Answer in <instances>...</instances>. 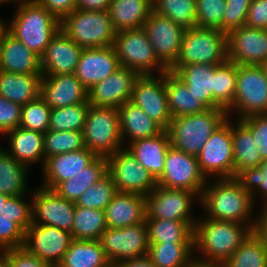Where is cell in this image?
<instances>
[{"instance_id": "1", "label": "cell", "mask_w": 267, "mask_h": 267, "mask_svg": "<svg viewBox=\"0 0 267 267\" xmlns=\"http://www.w3.org/2000/svg\"><path fill=\"white\" fill-rule=\"evenodd\" d=\"M199 202L206 218L239 222L256 229L258 214L254 217L253 211L257 205L235 178H215L214 182L208 179Z\"/></svg>"}, {"instance_id": "2", "label": "cell", "mask_w": 267, "mask_h": 267, "mask_svg": "<svg viewBox=\"0 0 267 267\" xmlns=\"http://www.w3.org/2000/svg\"><path fill=\"white\" fill-rule=\"evenodd\" d=\"M253 231L243 223L199 217L194 227V256L225 263Z\"/></svg>"}, {"instance_id": "3", "label": "cell", "mask_w": 267, "mask_h": 267, "mask_svg": "<svg viewBox=\"0 0 267 267\" xmlns=\"http://www.w3.org/2000/svg\"><path fill=\"white\" fill-rule=\"evenodd\" d=\"M15 9L7 31L41 57L60 30V20L35 0L24 1Z\"/></svg>"}, {"instance_id": "4", "label": "cell", "mask_w": 267, "mask_h": 267, "mask_svg": "<svg viewBox=\"0 0 267 267\" xmlns=\"http://www.w3.org/2000/svg\"><path fill=\"white\" fill-rule=\"evenodd\" d=\"M227 118L225 109L216 108H209L202 113L174 117L166 129L170 145L197 157L208 138Z\"/></svg>"}, {"instance_id": "5", "label": "cell", "mask_w": 267, "mask_h": 267, "mask_svg": "<svg viewBox=\"0 0 267 267\" xmlns=\"http://www.w3.org/2000/svg\"><path fill=\"white\" fill-rule=\"evenodd\" d=\"M228 61V34L215 28L185 30L179 55L172 66L199 63L221 65Z\"/></svg>"}, {"instance_id": "6", "label": "cell", "mask_w": 267, "mask_h": 267, "mask_svg": "<svg viewBox=\"0 0 267 267\" xmlns=\"http://www.w3.org/2000/svg\"><path fill=\"white\" fill-rule=\"evenodd\" d=\"M60 29L82 48L113 46L116 34L108 11L75 9L60 21Z\"/></svg>"}, {"instance_id": "7", "label": "cell", "mask_w": 267, "mask_h": 267, "mask_svg": "<svg viewBox=\"0 0 267 267\" xmlns=\"http://www.w3.org/2000/svg\"><path fill=\"white\" fill-rule=\"evenodd\" d=\"M82 133L85 147L96 156L107 158L124 147L117 108L90 105Z\"/></svg>"}, {"instance_id": "8", "label": "cell", "mask_w": 267, "mask_h": 267, "mask_svg": "<svg viewBox=\"0 0 267 267\" xmlns=\"http://www.w3.org/2000/svg\"><path fill=\"white\" fill-rule=\"evenodd\" d=\"M113 47L120 65L134 70L140 76L154 75V71L160 75L168 71L158 60L143 27L117 32Z\"/></svg>"}, {"instance_id": "9", "label": "cell", "mask_w": 267, "mask_h": 267, "mask_svg": "<svg viewBox=\"0 0 267 267\" xmlns=\"http://www.w3.org/2000/svg\"><path fill=\"white\" fill-rule=\"evenodd\" d=\"M241 120L255 114H267V78L260 65H238L236 91L228 117Z\"/></svg>"}, {"instance_id": "10", "label": "cell", "mask_w": 267, "mask_h": 267, "mask_svg": "<svg viewBox=\"0 0 267 267\" xmlns=\"http://www.w3.org/2000/svg\"><path fill=\"white\" fill-rule=\"evenodd\" d=\"M199 169L208 180L234 178L232 118L228 117L212 133L197 156Z\"/></svg>"}, {"instance_id": "11", "label": "cell", "mask_w": 267, "mask_h": 267, "mask_svg": "<svg viewBox=\"0 0 267 267\" xmlns=\"http://www.w3.org/2000/svg\"><path fill=\"white\" fill-rule=\"evenodd\" d=\"M106 257L115 266L148 255L149 235L145 222L123 228H107L99 240Z\"/></svg>"}, {"instance_id": "12", "label": "cell", "mask_w": 267, "mask_h": 267, "mask_svg": "<svg viewBox=\"0 0 267 267\" xmlns=\"http://www.w3.org/2000/svg\"><path fill=\"white\" fill-rule=\"evenodd\" d=\"M195 200L200 204V197L192 191L157 185L145 196L146 218L184 221L194 228L197 219L193 218L192 205Z\"/></svg>"}, {"instance_id": "13", "label": "cell", "mask_w": 267, "mask_h": 267, "mask_svg": "<svg viewBox=\"0 0 267 267\" xmlns=\"http://www.w3.org/2000/svg\"><path fill=\"white\" fill-rule=\"evenodd\" d=\"M107 172L118 192L147 196L157 186V181L151 173L126 147L107 157Z\"/></svg>"}, {"instance_id": "14", "label": "cell", "mask_w": 267, "mask_h": 267, "mask_svg": "<svg viewBox=\"0 0 267 267\" xmlns=\"http://www.w3.org/2000/svg\"><path fill=\"white\" fill-rule=\"evenodd\" d=\"M206 182L196 156L188 155L172 146L168 149L163 174L157 180L158 186L192 191L201 197Z\"/></svg>"}, {"instance_id": "15", "label": "cell", "mask_w": 267, "mask_h": 267, "mask_svg": "<svg viewBox=\"0 0 267 267\" xmlns=\"http://www.w3.org/2000/svg\"><path fill=\"white\" fill-rule=\"evenodd\" d=\"M73 240V236L68 231L31 223L25 230L22 247L29 254L57 267Z\"/></svg>"}, {"instance_id": "16", "label": "cell", "mask_w": 267, "mask_h": 267, "mask_svg": "<svg viewBox=\"0 0 267 267\" xmlns=\"http://www.w3.org/2000/svg\"><path fill=\"white\" fill-rule=\"evenodd\" d=\"M29 195L32 197V223L57 227L72 235L75 202L41 186L34 188Z\"/></svg>"}, {"instance_id": "17", "label": "cell", "mask_w": 267, "mask_h": 267, "mask_svg": "<svg viewBox=\"0 0 267 267\" xmlns=\"http://www.w3.org/2000/svg\"><path fill=\"white\" fill-rule=\"evenodd\" d=\"M143 29L158 60L169 69L179 55L185 29L153 10L143 24Z\"/></svg>"}, {"instance_id": "18", "label": "cell", "mask_w": 267, "mask_h": 267, "mask_svg": "<svg viewBox=\"0 0 267 267\" xmlns=\"http://www.w3.org/2000/svg\"><path fill=\"white\" fill-rule=\"evenodd\" d=\"M131 102L141 108L164 130L172 120L165 90L164 73L139 76L135 81Z\"/></svg>"}, {"instance_id": "19", "label": "cell", "mask_w": 267, "mask_h": 267, "mask_svg": "<svg viewBox=\"0 0 267 267\" xmlns=\"http://www.w3.org/2000/svg\"><path fill=\"white\" fill-rule=\"evenodd\" d=\"M228 60L237 65H261L267 60V29L242 27L228 33Z\"/></svg>"}, {"instance_id": "20", "label": "cell", "mask_w": 267, "mask_h": 267, "mask_svg": "<svg viewBox=\"0 0 267 267\" xmlns=\"http://www.w3.org/2000/svg\"><path fill=\"white\" fill-rule=\"evenodd\" d=\"M139 76L134 70L121 66L88 91L89 104L118 109L122 104L131 101L132 90Z\"/></svg>"}, {"instance_id": "21", "label": "cell", "mask_w": 267, "mask_h": 267, "mask_svg": "<svg viewBox=\"0 0 267 267\" xmlns=\"http://www.w3.org/2000/svg\"><path fill=\"white\" fill-rule=\"evenodd\" d=\"M121 65L113 46L84 48L74 75L89 91L113 74Z\"/></svg>"}, {"instance_id": "22", "label": "cell", "mask_w": 267, "mask_h": 267, "mask_svg": "<svg viewBox=\"0 0 267 267\" xmlns=\"http://www.w3.org/2000/svg\"><path fill=\"white\" fill-rule=\"evenodd\" d=\"M83 49L60 29L40 57L42 76L74 73Z\"/></svg>"}, {"instance_id": "23", "label": "cell", "mask_w": 267, "mask_h": 267, "mask_svg": "<svg viewBox=\"0 0 267 267\" xmlns=\"http://www.w3.org/2000/svg\"><path fill=\"white\" fill-rule=\"evenodd\" d=\"M40 96L51 109L88 102V91L74 73L42 76Z\"/></svg>"}, {"instance_id": "24", "label": "cell", "mask_w": 267, "mask_h": 267, "mask_svg": "<svg viewBox=\"0 0 267 267\" xmlns=\"http://www.w3.org/2000/svg\"><path fill=\"white\" fill-rule=\"evenodd\" d=\"M97 156L88 148L51 156L42 168L43 183L39 186L53 190L60 182L81 172Z\"/></svg>"}, {"instance_id": "25", "label": "cell", "mask_w": 267, "mask_h": 267, "mask_svg": "<svg viewBox=\"0 0 267 267\" xmlns=\"http://www.w3.org/2000/svg\"><path fill=\"white\" fill-rule=\"evenodd\" d=\"M0 71L42 74L41 58L7 31L0 44Z\"/></svg>"}, {"instance_id": "26", "label": "cell", "mask_w": 267, "mask_h": 267, "mask_svg": "<svg viewBox=\"0 0 267 267\" xmlns=\"http://www.w3.org/2000/svg\"><path fill=\"white\" fill-rule=\"evenodd\" d=\"M7 135L8 148H2L8 155L18 162L23 163L28 168L41 161V169L45 163L44 155V134L38 131L28 130L22 127L9 130L2 136Z\"/></svg>"}, {"instance_id": "27", "label": "cell", "mask_w": 267, "mask_h": 267, "mask_svg": "<svg viewBox=\"0 0 267 267\" xmlns=\"http://www.w3.org/2000/svg\"><path fill=\"white\" fill-rule=\"evenodd\" d=\"M109 228H123L146 221L145 196L117 192L105 208Z\"/></svg>"}, {"instance_id": "28", "label": "cell", "mask_w": 267, "mask_h": 267, "mask_svg": "<svg viewBox=\"0 0 267 267\" xmlns=\"http://www.w3.org/2000/svg\"><path fill=\"white\" fill-rule=\"evenodd\" d=\"M217 65L189 64L171 66L168 70L175 73L208 109L214 108V78Z\"/></svg>"}, {"instance_id": "29", "label": "cell", "mask_w": 267, "mask_h": 267, "mask_svg": "<svg viewBox=\"0 0 267 267\" xmlns=\"http://www.w3.org/2000/svg\"><path fill=\"white\" fill-rule=\"evenodd\" d=\"M171 147L166 130L160 134L133 141L126 148L157 181L163 174L165 157Z\"/></svg>"}, {"instance_id": "30", "label": "cell", "mask_w": 267, "mask_h": 267, "mask_svg": "<svg viewBox=\"0 0 267 267\" xmlns=\"http://www.w3.org/2000/svg\"><path fill=\"white\" fill-rule=\"evenodd\" d=\"M118 111L120 116V132L124 147L135 140L154 137L164 130L131 101L122 104L118 108ZM126 138H128L127 141Z\"/></svg>"}, {"instance_id": "31", "label": "cell", "mask_w": 267, "mask_h": 267, "mask_svg": "<svg viewBox=\"0 0 267 267\" xmlns=\"http://www.w3.org/2000/svg\"><path fill=\"white\" fill-rule=\"evenodd\" d=\"M42 74H15L0 71V96L25 105L40 96Z\"/></svg>"}, {"instance_id": "32", "label": "cell", "mask_w": 267, "mask_h": 267, "mask_svg": "<svg viewBox=\"0 0 267 267\" xmlns=\"http://www.w3.org/2000/svg\"><path fill=\"white\" fill-rule=\"evenodd\" d=\"M165 90L168 108L172 118L202 113L208 108L188 92L187 85L173 72H164Z\"/></svg>"}, {"instance_id": "33", "label": "cell", "mask_w": 267, "mask_h": 267, "mask_svg": "<svg viewBox=\"0 0 267 267\" xmlns=\"http://www.w3.org/2000/svg\"><path fill=\"white\" fill-rule=\"evenodd\" d=\"M152 10V0H111L108 12L117 33L142 28Z\"/></svg>"}, {"instance_id": "34", "label": "cell", "mask_w": 267, "mask_h": 267, "mask_svg": "<svg viewBox=\"0 0 267 267\" xmlns=\"http://www.w3.org/2000/svg\"><path fill=\"white\" fill-rule=\"evenodd\" d=\"M232 122L234 178L242 170L261 166L263 159L255 144L252 131L238 119Z\"/></svg>"}, {"instance_id": "35", "label": "cell", "mask_w": 267, "mask_h": 267, "mask_svg": "<svg viewBox=\"0 0 267 267\" xmlns=\"http://www.w3.org/2000/svg\"><path fill=\"white\" fill-rule=\"evenodd\" d=\"M107 173V158L97 156L81 172L68 180L60 182L53 190L61 197L69 201L76 200Z\"/></svg>"}, {"instance_id": "36", "label": "cell", "mask_w": 267, "mask_h": 267, "mask_svg": "<svg viewBox=\"0 0 267 267\" xmlns=\"http://www.w3.org/2000/svg\"><path fill=\"white\" fill-rule=\"evenodd\" d=\"M110 264L98 240H73L57 267H106Z\"/></svg>"}, {"instance_id": "37", "label": "cell", "mask_w": 267, "mask_h": 267, "mask_svg": "<svg viewBox=\"0 0 267 267\" xmlns=\"http://www.w3.org/2000/svg\"><path fill=\"white\" fill-rule=\"evenodd\" d=\"M149 243H194V228L184 221L146 218Z\"/></svg>"}, {"instance_id": "38", "label": "cell", "mask_w": 267, "mask_h": 267, "mask_svg": "<svg viewBox=\"0 0 267 267\" xmlns=\"http://www.w3.org/2000/svg\"><path fill=\"white\" fill-rule=\"evenodd\" d=\"M28 168L8 155L0 146V193L8 196L27 195Z\"/></svg>"}, {"instance_id": "39", "label": "cell", "mask_w": 267, "mask_h": 267, "mask_svg": "<svg viewBox=\"0 0 267 267\" xmlns=\"http://www.w3.org/2000/svg\"><path fill=\"white\" fill-rule=\"evenodd\" d=\"M147 257L156 267H187L194 243H150Z\"/></svg>"}, {"instance_id": "40", "label": "cell", "mask_w": 267, "mask_h": 267, "mask_svg": "<svg viewBox=\"0 0 267 267\" xmlns=\"http://www.w3.org/2000/svg\"><path fill=\"white\" fill-rule=\"evenodd\" d=\"M108 228L105 210L75 207L72 236L75 240H99Z\"/></svg>"}, {"instance_id": "41", "label": "cell", "mask_w": 267, "mask_h": 267, "mask_svg": "<svg viewBox=\"0 0 267 267\" xmlns=\"http://www.w3.org/2000/svg\"><path fill=\"white\" fill-rule=\"evenodd\" d=\"M225 264L227 267H267L264 240L253 231Z\"/></svg>"}, {"instance_id": "42", "label": "cell", "mask_w": 267, "mask_h": 267, "mask_svg": "<svg viewBox=\"0 0 267 267\" xmlns=\"http://www.w3.org/2000/svg\"><path fill=\"white\" fill-rule=\"evenodd\" d=\"M238 65L226 61L216 66L214 78V108L225 109L233 105L236 91Z\"/></svg>"}, {"instance_id": "43", "label": "cell", "mask_w": 267, "mask_h": 267, "mask_svg": "<svg viewBox=\"0 0 267 267\" xmlns=\"http://www.w3.org/2000/svg\"><path fill=\"white\" fill-rule=\"evenodd\" d=\"M153 11L187 30L196 27V0H152Z\"/></svg>"}, {"instance_id": "44", "label": "cell", "mask_w": 267, "mask_h": 267, "mask_svg": "<svg viewBox=\"0 0 267 267\" xmlns=\"http://www.w3.org/2000/svg\"><path fill=\"white\" fill-rule=\"evenodd\" d=\"M89 106V102H83L67 107L51 109L49 130L54 132H82Z\"/></svg>"}, {"instance_id": "45", "label": "cell", "mask_w": 267, "mask_h": 267, "mask_svg": "<svg viewBox=\"0 0 267 267\" xmlns=\"http://www.w3.org/2000/svg\"><path fill=\"white\" fill-rule=\"evenodd\" d=\"M117 192L112 177L107 172L94 185L82 193L76 200L75 205L84 208L105 210Z\"/></svg>"}, {"instance_id": "46", "label": "cell", "mask_w": 267, "mask_h": 267, "mask_svg": "<svg viewBox=\"0 0 267 267\" xmlns=\"http://www.w3.org/2000/svg\"><path fill=\"white\" fill-rule=\"evenodd\" d=\"M43 145L45 160L57 154L86 148L83 133L79 131L54 132L48 130L44 133Z\"/></svg>"}, {"instance_id": "47", "label": "cell", "mask_w": 267, "mask_h": 267, "mask_svg": "<svg viewBox=\"0 0 267 267\" xmlns=\"http://www.w3.org/2000/svg\"><path fill=\"white\" fill-rule=\"evenodd\" d=\"M50 112L51 108L39 96L35 100L22 105L20 127L44 134L49 130Z\"/></svg>"}, {"instance_id": "48", "label": "cell", "mask_w": 267, "mask_h": 267, "mask_svg": "<svg viewBox=\"0 0 267 267\" xmlns=\"http://www.w3.org/2000/svg\"><path fill=\"white\" fill-rule=\"evenodd\" d=\"M235 179L252 195L254 203L257 201V196L262 200L260 210L267 209V174H264L261 166L244 169L235 176Z\"/></svg>"}, {"instance_id": "49", "label": "cell", "mask_w": 267, "mask_h": 267, "mask_svg": "<svg viewBox=\"0 0 267 267\" xmlns=\"http://www.w3.org/2000/svg\"><path fill=\"white\" fill-rule=\"evenodd\" d=\"M226 0H196V26L223 31V16Z\"/></svg>"}, {"instance_id": "50", "label": "cell", "mask_w": 267, "mask_h": 267, "mask_svg": "<svg viewBox=\"0 0 267 267\" xmlns=\"http://www.w3.org/2000/svg\"><path fill=\"white\" fill-rule=\"evenodd\" d=\"M27 195L10 196L3 204L1 214L15 222L24 232L32 223V198Z\"/></svg>"}, {"instance_id": "51", "label": "cell", "mask_w": 267, "mask_h": 267, "mask_svg": "<svg viewBox=\"0 0 267 267\" xmlns=\"http://www.w3.org/2000/svg\"><path fill=\"white\" fill-rule=\"evenodd\" d=\"M252 0H226L223 16V32L245 25L247 13Z\"/></svg>"}, {"instance_id": "52", "label": "cell", "mask_w": 267, "mask_h": 267, "mask_svg": "<svg viewBox=\"0 0 267 267\" xmlns=\"http://www.w3.org/2000/svg\"><path fill=\"white\" fill-rule=\"evenodd\" d=\"M25 232L12 220L0 215V252L21 248Z\"/></svg>"}, {"instance_id": "53", "label": "cell", "mask_w": 267, "mask_h": 267, "mask_svg": "<svg viewBox=\"0 0 267 267\" xmlns=\"http://www.w3.org/2000/svg\"><path fill=\"white\" fill-rule=\"evenodd\" d=\"M241 121L252 131L262 159H267V114L251 115Z\"/></svg>"}, {"instance_id": "54", "label": "cell", "mask_w": 267, "mask_h": 267, "mask_svg": "<svg viewBox=\"0 0 267 267\" xmlns=\"http://www.w3.org/2000/svg\"><path fill=\"white\" fill-rule=\"evenodd\" d=\"M22 105L0 96V135L20 126Z\"/></svg>"}, {"instance_id": "55", "label": "cell", "mask_w": 267, "mask_h": 267, "mask_svg": "<svg viewBox=\"0 0 267 267\" xmlns=\"http://www.w3.org/2000/svg\"><path fill=\"white\" fill-rule=\"evenodd\" d=\"M11 262L12 267H54L37 256L29 254L23 247L3 251Z\"/></svg>"}, {"instance_id": "56", "label": "cell", "mask_w": 267, "mask_h": 267, "mask_svg": "<svg viewBox=\"0 0 267 267\" xmlns=\"http://www.w3.org/2000/svg\"><path fill=\"white\" fill-rule=\"evenodd\" d=\"M245 25L251 28L267 29V0H252Z\"/></svg>"}, {"instance_id": "57", "label": "cell", "mask_w": 267, "mask_h": 267, "mask_svg": "<svg viewBox=\"0 0 267 267\" xmlns=\"http://www.w3.org/2000/svg\"><path fill=\"white\" fill-rule=\"evenodd\" d=\"M42 5L58 20H62L66 15L76 9V0H35Z\"/></svg>"}, {"instance_id": "58", "label": "cell", "mask_w": 267, "mask_h": 267, "mask_svg": "<svg viewBox=\"0 0 267 267\" xmlns=\"http://www.w3.org/2000/svg\"><path fill=\"white\" fill-rule=\"evenodd\" d=\"M111 0H76V9L87 11H108Z\"/></svg>"}, {"instance_id": "59", "label": "cell", "mask_w": 267, "mask_h": 267, "mask_svg": "<svg viewBox=\"0 0 267 267\" xmlns=\"http://www.w3.org/2000/svg\"><path fill=\"white\" fill-rule=\"evenodd\" d=\"M259 212L255 231L264 240L267 249V209Z\"/></svg>"}, {"instance_id": "60", "label": "cell", "mask_w": 267, "mask_h": 267, "mask_svg": "<svg viewBox=\"0 0 267 267\" xmlns=\"http://www.w3.org/2000/svg\"><path fill=\"white\" fill-rule=\"evenodd\" d=\"M116 267H156L150 261V259L146 257L137 258L130 261H124L116 265Z\"/></svg>"}, {"instance_id": "61", "label": "cell", "mask_w": 267, "mask_h": 267, "mask_svg": "<svg viewBox=\"0 0 267 267\" xmlns=\"http://www.w3.org/2000/svg\"><path fill=\"white\" fill-rule=\"evenodd\" d=\"M187 267H227V265L224 262L205 261L194 256Z\"/></svg>"}, {"instance_id": "62", "label": "cell", "mask_w": 267, "mask_h": 267, "mask_svg": "<svg viewBox=\"0 0 267 267\" xmlns=\"http://www.w3.org/2000/svg\"><path fill=\"white\" fill-rule=\"evenodd\" d=\"M0 267H12L8 256L4 252H0Z\"/></svg>"}, {"instance_id": "63", "label": "cell", "mask_w": 267, "mask_h": 267, "mask_svg": "<svg viewBox=\"0 0 267 267\" xmlns=\"http://www.w3.org/2000/svg\"><path fill=\"white\" fill-rule=\"evenodd\" d=\"M6 32H7V24L4 22V20L0 18V44Z\"/></svg>"}, {"instance_id": "64", "label": "cell", "mask_w": 267, "mask_h": 267, "mask_svg": "<svg viewBox=\"0 0 267 267\" xmlns=\"http://www.w3.org/2000/svg\"><path fill=\"white\" fill-rule=\"evenodd\" d=\"M10 196L0 193V211H2L3 208V204L6 202V200L9 198ZM1 215V212H0Z\"/></svg>"}, {"instance_id": "65", "label": "cell", "mask_w": 267, "mask_h": 267, "mask_svg": "<svg viewBox=\"0 0 267 267\" xmlns=\"http://www.w3.org/2000/svg\"><path fill=\"white\" fill-rule=\"evenodd\" d=\"M24 1H27V0H0V5L2 4H5V3H16V4H20V3H22V2H24Z\"/></svg>"}, {"instance_id": "66", "label": "cell", "mask_w": 267, "mask_h": 267, "mask_svg": "<svg viewBox=\"0 0 267 267\" xmlns=\"http://www.w3.org/2000/svg\"><path fill=\"white\" fill-rule=\"evenodd\" d=\"M260 66H261L262 70L264 71V74L267 78V60L265 62H263Z\"/></svg>"}, {"instance_id": "67", "label": "cell", "mask_w": 267, "mask_h": 267, "mask_svg": "<svg viewBox=\"0 0 267 267\" xmlns=\"http://www.w3.org/2000/svg\"><path fill=\"white\" fill-rule=\"evenodd\" d=\"M261 167L264 174H267V159L263 160Z\"/></svg>"}, {"instance_id": "68", "label": "cell", "mask_w": 267, "mask_h": 267, "mask_svg": "<svg viewBox=\"0 0 267 267\" xmlns=\"http://www.w3.org/2000/svg\"><path fill=\"white\" fill-rule=\"evenodd\" d=\"M106 267H116L114 264H109L108 266H106Z\"/></svg>"}]
</instances>
